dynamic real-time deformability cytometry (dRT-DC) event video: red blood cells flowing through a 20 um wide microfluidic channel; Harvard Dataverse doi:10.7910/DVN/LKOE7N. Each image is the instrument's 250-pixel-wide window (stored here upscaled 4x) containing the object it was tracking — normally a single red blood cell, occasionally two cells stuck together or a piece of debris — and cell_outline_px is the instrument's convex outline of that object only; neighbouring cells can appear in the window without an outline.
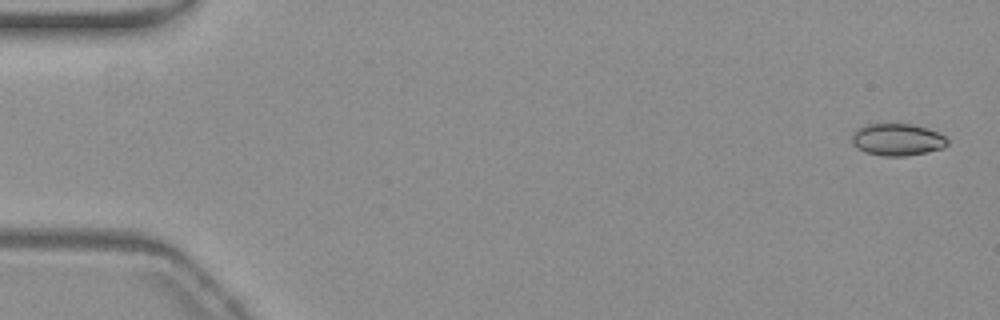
{"species": "common noctule bat (a hibernating species)", "species_latin": "Nyctalus noctula", "temperature_condition": "warm", "stored_images_in_passage": 14, "camera_frame_rate_fps": 3000, "um_per_image_px": 0.085, "animal": {"sex": "female", "body_mass_g": 19.3, "forearm_length_mm": 54.1}, "frame": {"image": 1, "passage_image": 2, "time_ms": 0.333, "image_size_px": [1000, 320], "cell_outline_px": [[948, 144], [944, 148], [928, 152], [904, 156], [884, 156], [864, 152], [856, 148], [852, 144], [852, 132], [856, 128], [868, 124], [912, 124], [928, 128], [944, 136], [948, 140]], "centroid_in_image_um": [76.25, 11.87], "position_along_channel_um": 8.8, "area_um2": 18.03}}